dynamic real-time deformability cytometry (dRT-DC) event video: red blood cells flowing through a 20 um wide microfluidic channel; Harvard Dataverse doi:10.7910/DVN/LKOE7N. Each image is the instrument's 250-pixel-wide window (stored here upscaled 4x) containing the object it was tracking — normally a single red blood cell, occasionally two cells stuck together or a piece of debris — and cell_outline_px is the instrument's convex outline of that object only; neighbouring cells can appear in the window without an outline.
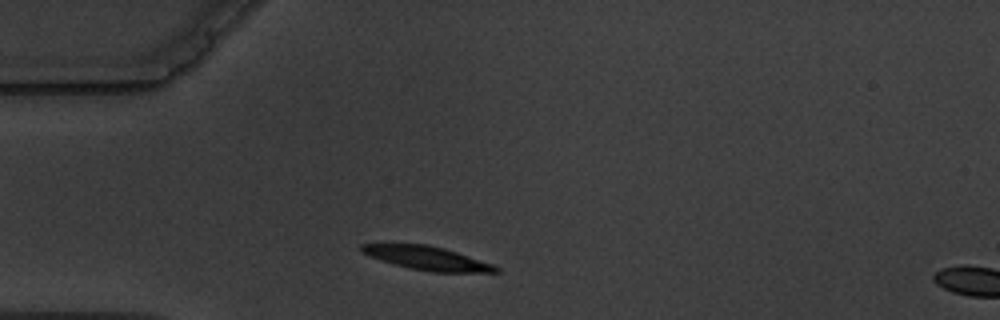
{"species": "common noctule bat (a hibernating species)", "species_latin": "Nyctalus noctula", "temperature_condition": "warm", "stored_images_in_passage": 2, "camera_frame_rate_fps": 3000, "um_per_image_px": 0.085, "animal": {"sex": "male", "body_mass_g": 19.5, "forearm_length_mm": 54.6}, "frame": {"image": 1, "passage_image": 1, "time_ms": 0.0, "image_size_px": [1000, 320], "cell_outline_px": [[500, 272], [432, 272], [408, 268], [392, 264], [380, 260], [360, 252], [360, 244], [428, 244], [444, 248], [492, 264], [500, 268]], "centroid_in_image_um": [36.27, 21.94], "position_along_channel_um": 48.7, "area_um2": 18.44}}